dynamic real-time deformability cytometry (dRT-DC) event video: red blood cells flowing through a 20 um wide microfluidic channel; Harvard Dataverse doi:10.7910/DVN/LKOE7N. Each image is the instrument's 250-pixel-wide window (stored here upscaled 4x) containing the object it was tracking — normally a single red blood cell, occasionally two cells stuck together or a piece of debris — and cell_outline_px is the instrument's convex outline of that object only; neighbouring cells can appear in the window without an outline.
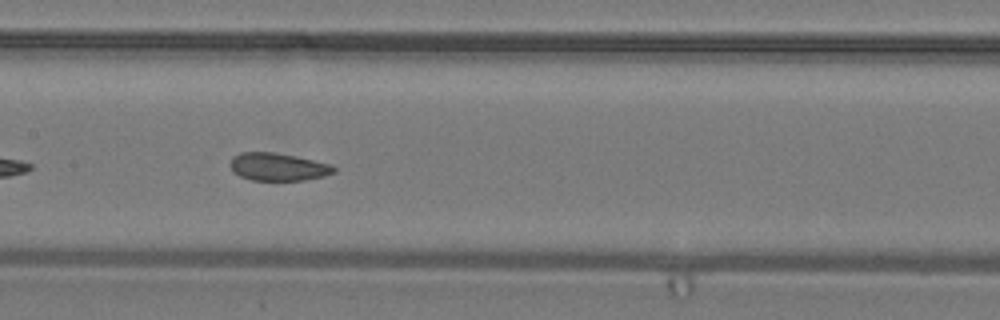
{"species": "common noctule bat (a hibernating species)", "species_latin": "Nyctalus noctula", "temperature_condition": "warm", "stored_images_in_passage": 38, "camera_frame_rate_fps": 3000, "um_per_image_px": 0.085, "animal": {"sex": "male", "body_mass_g": 19.2, "forearm_length_mm": 51.8}, "frame": {"image": 1, "passage_image": 22, "time_ms": 7.0, "image_size_px": [1000, 320], "cell_outline_px": [[336, 172], [324, 176], [304, 180], [252, 180], [240, 176], [232, 172], [232, 156], [240, 152], [272, 152], [332, 164], [336, 168]], "centroid_in_image_um": [23.64, 14.19], "position_along_channel_um": 183.8, "area_um2": 16.59}}
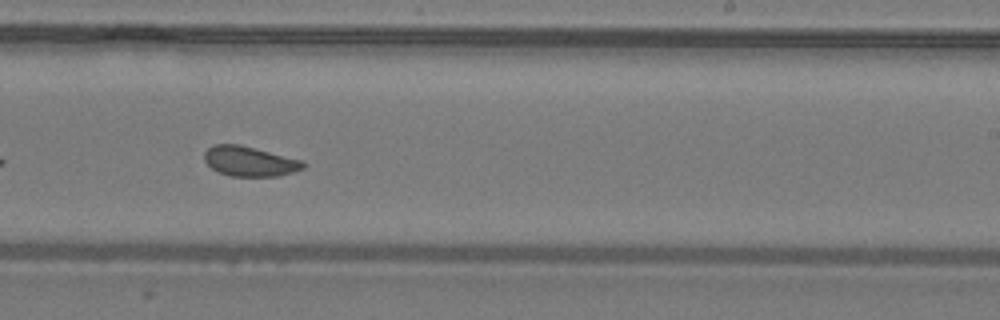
{"frame": {"image": 2, "passage_image": 27, "time_ms": 8.667, "image_size_px": [1000, 320], "cell_outline_px": [[308, 164], [304, 168], [280, 176], [232, 176], [220, 172], [212, 168], [204, 160], [204, 152], [212, 144], [240, 144], [304, 160]], "centroid_in_image_um": [21.26, 13.7], "position_along_channel_um": 267.7, "area_um2": 17.4}}